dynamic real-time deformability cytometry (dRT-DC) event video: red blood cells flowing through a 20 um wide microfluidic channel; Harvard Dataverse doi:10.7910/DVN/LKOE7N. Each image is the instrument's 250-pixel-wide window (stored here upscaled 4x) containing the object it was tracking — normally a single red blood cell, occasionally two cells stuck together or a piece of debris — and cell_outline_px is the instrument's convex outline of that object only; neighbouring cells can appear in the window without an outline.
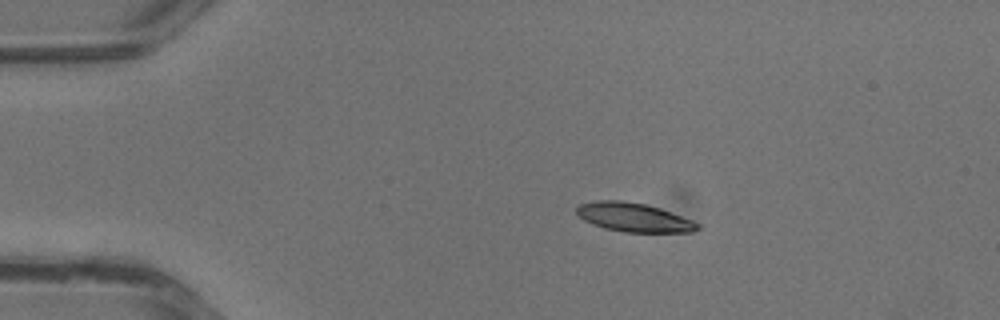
{"species": "common noctule bat (a hibernating species)", "species_latin": "Nyctalus noctula", "temperature_condition": "warm", "stored_images_in_passage": 31, "camera_frame_rate_fps": 3000, "um_per_image_px": 0.085, "animal": {"sex": "male", "body_mass_g": 13.3}, "frame": {"image": 1, "passage_image": 1, "time_ms": 0.0, "image_size_px": [1000, 320], "cell_outline_px": [[700, 228], [692, 232], [624, 232], [604, 228], [592, 224], [576, 216], [576, 208], [580, 204], [596, 200], [620, 200], [644, 204], [660, 208], [692, 220], [700, 224]], "centroid_in_image_um": [53.84, 18.47], "position_along_channel_um": 31.2, "area_um2": 20.4}}
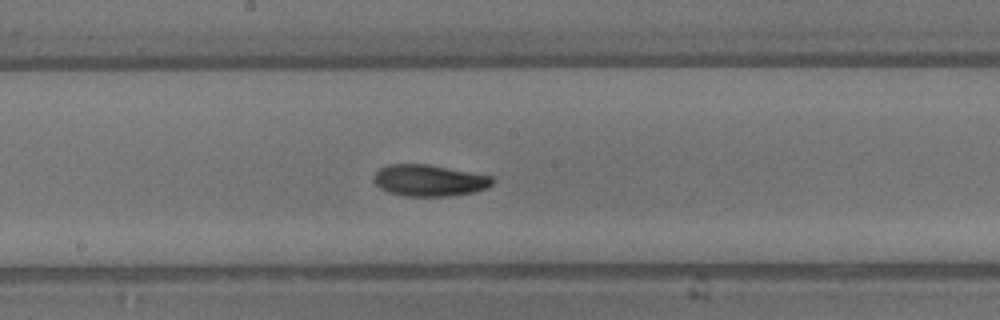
{"frame": {"image": 2, "passage_image": 14, "time_ms": 4.333, "image_size_px": [1000, 320], "cell_outline_px": [[496, 180], [488, 188], [476, 192], [448, 196], [404, 196], [388, 192], [380, 188], [372, 180], [376, 172], [380, 168], [388, 164], [428, 164], [492, 176]], "centroid_in_image_um": [36.5, 15.34], "position_along_channel_um": 211.7, "area_um2": 21.96}}
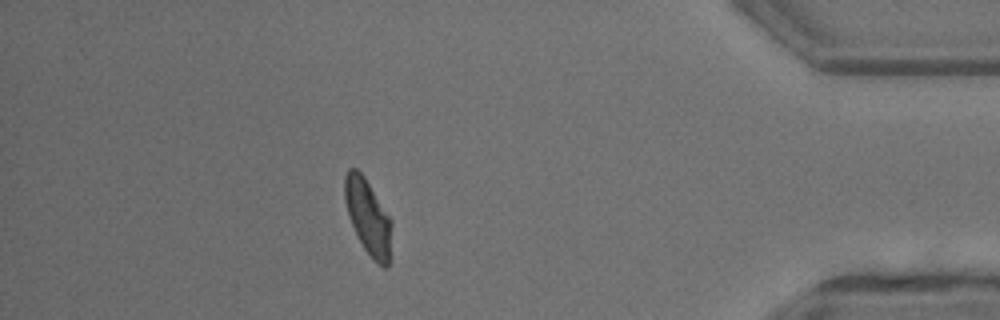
{"frame": {"image": 3, "passage_image": 27, "time_ms": 8.667, "image_size_px": [1000, 320], "cell_outline_px": [[392, 224], [388, 268], [384, 268], [372, 260], [364, 248], [348, 216], [344, 200], [344, 176], [348, 168], [356, 168], [364, 176], [392, 220]], "centroid_in_image_um": [31.28, 18.43], "position_along_channel_um": 403.9, "area_um2": 20.58}}